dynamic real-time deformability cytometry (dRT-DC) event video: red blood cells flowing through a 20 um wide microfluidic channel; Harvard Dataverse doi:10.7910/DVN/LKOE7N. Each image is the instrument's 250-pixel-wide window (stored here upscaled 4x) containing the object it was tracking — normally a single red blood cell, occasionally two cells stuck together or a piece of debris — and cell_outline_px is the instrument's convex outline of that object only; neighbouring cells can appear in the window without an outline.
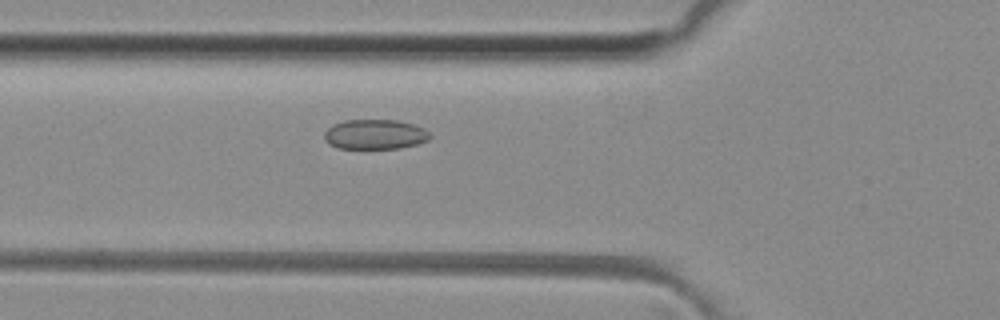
{"species": "common noctule bat (a hibernating species)", "species_latin": "Nyctalus noctula", "temperature_condition": "room temperature", "stored_images_in_passage": 31, "camera_frame_rate_fps": 3000, "um_per_image_px": 0.085, "animal": {"sex": "female", "body_mass_g": 29.2, "forearm_length_mm": 56.3}, "frame": {"image": 1, "passage_image": 9, "time_ms": 2.667, "image_size_px": [1000, 320], "cell_outline_px": [[432, 136], [428, 140], [416, 144], [400, 148], [340, 148], [328, 144], [324, 140], [324, 132], [332, 124], [344, 120], [396, 120], [412, 124], [424, 128]], "centroid_in_image_um": [31.85, 11.41], "position_along_channel_um": 94.0, "area_um2": 18.38}}
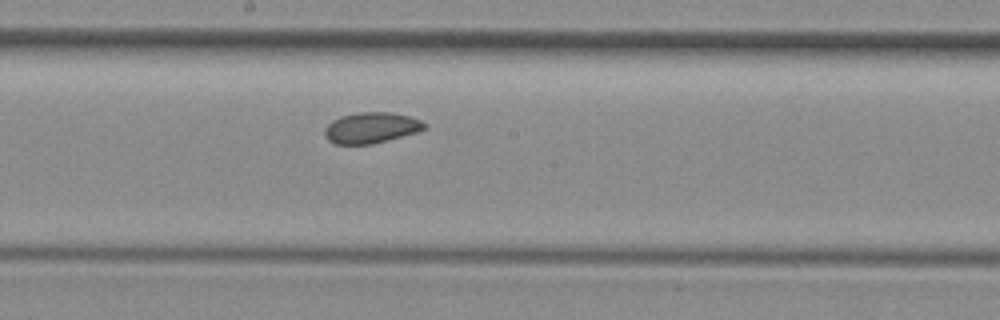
{"frame": {"image": 2, "passage_image": 18, "time_ms": 5.667, "image_size_px": [1000, 320], "cell_outline_px": [[428, 124], [424, 128], [416, 132], [388, 140], [372, 144], [336, 144], [328, 140], [324, 136], [324, 128], [332, 120], [340, 116], [360, 112], [392, 112], [408, 116], [420, 120]], "centroid_in_image_um": [31.52, 10.86], "position_along_channel_um": 216.7, "area_um2": 17.92}}
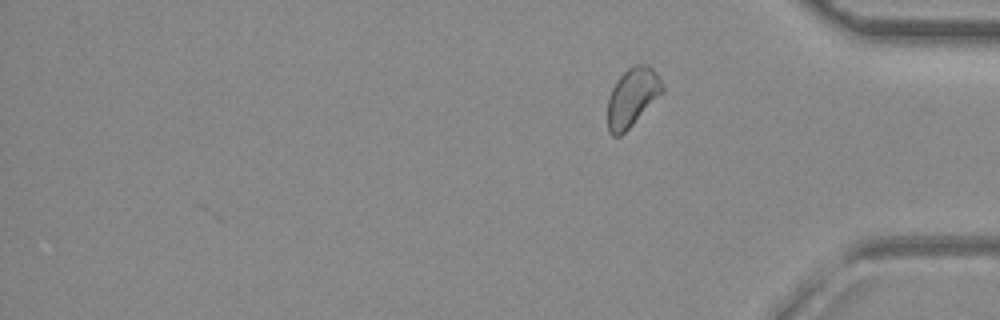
{"frame": {"image": 3, "passage_image": 31, "time_ms": 10.0, "image_size_px": [1000, 320], "cell_outline_px": [[664, 92], [620, 136], [612, 136], [608, 132], [608, 100], [612, 88], [616, 80], [628, 68], [636, 64], [648, 64], [660, 76], [664, 88]], "centroid_in_image_um": [53.76, 8.24], "position_along_channel_um": 381.4, "area_um2": 18.61}, "authors_computed_cell_mechanics": {"area_um2": 18.207, "velocity_mm_per_s": 4.088, "shape_relaxation_time_tau1_ms": 7.4203, "shape_relaxation_time_tau2_ms": 2.8102, "deformation_change_tau1": 0.0602, "deformation_change_tau2": 0.057}}